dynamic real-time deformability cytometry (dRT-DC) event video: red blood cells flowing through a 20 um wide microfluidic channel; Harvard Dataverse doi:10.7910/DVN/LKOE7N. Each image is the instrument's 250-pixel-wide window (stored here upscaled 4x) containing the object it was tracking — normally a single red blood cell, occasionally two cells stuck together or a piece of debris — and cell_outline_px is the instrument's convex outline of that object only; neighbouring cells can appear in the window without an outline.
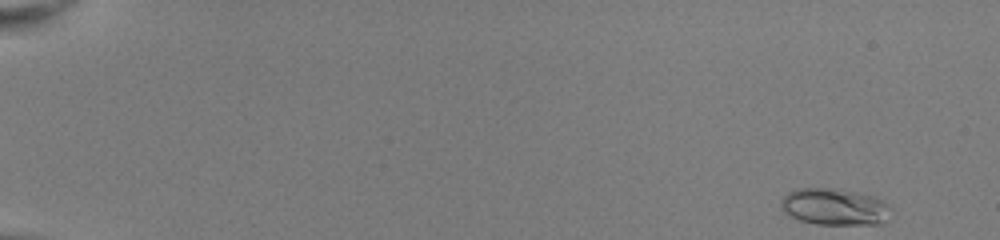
{"species": "common noctule bat (a hibernating species)", "species_latin": "Nyctalus noctula", "temperature_condition": "room temperature", "stored_images_in_passage": 49, "camera_frame_rate_fps": 3000, "um_per_image_px": 0.085, "animal": {"sex": "female", "body_mass_g": 22.0, "forearm_length_mm": 56.7}, "frame": {"image": 1, "passage_image": 1, "time_ms": 0.0, "image_size_px": [1000, 240], "cell_outline_px": [[892, 208], [880, 224], [816, 224], [800, 220], [788, 216], [780, 208], [780, 200], [788, 192], [796, 188], [832, 188], [856, 192], [876, 196], [884, 200]], "centroid_in_image_um": [70.9, 17.56], "position_along_channel_um": 14.1, "area_um2": 23.7}}
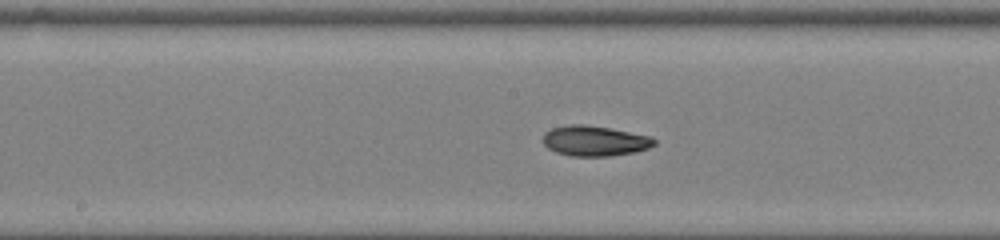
{"frame": {"image": 2, "passage_image": 27, "time_ms": 8.667, "image_size_px": [1000, 240], "cell_outline_px": [[656, 144], [648, 148], [636, 152], [608, 156], [572, 156], [556, 152], [548, 148], [544, 144], [544, 132], [552, 128], [568, 124], [584, 124], [608, 128], [652, 136], [656, 140]], "centroid_in_image_um": [50.56, 11.97], "position_along_channel_um": 197.6, "area_um2": 19.65}}
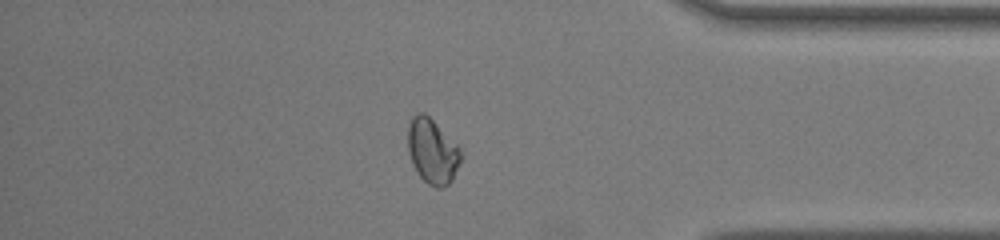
{"frame": {"image": 3, "passage_image": 43, "time_ms": 14.0, "image_size_px": [1000, 240], "cell_outline_px": [[464, 152], [452, 180], [448, 184], [440, 188], [436, 188], [428, 184], [416, 172], [412, 164], [408, 152], [408, 124], [412, 116], [420, 112], [424, 112]], "centroid_in_image_um": [36.74, 12.87], "position_along_channel_um": 398.5, "area_um2": 20.0}, "authors_computed_cell_mechanics": {"area_um2": 19.652, "velocity_mm_per_s": 4.0527, "shape_relaxation_time_tau1_ms": null, "shape_relaxation_time_tau2_ms": 2.9364, "deformation_change_tau1": null, "deformation_change_tau2": 0.057}}